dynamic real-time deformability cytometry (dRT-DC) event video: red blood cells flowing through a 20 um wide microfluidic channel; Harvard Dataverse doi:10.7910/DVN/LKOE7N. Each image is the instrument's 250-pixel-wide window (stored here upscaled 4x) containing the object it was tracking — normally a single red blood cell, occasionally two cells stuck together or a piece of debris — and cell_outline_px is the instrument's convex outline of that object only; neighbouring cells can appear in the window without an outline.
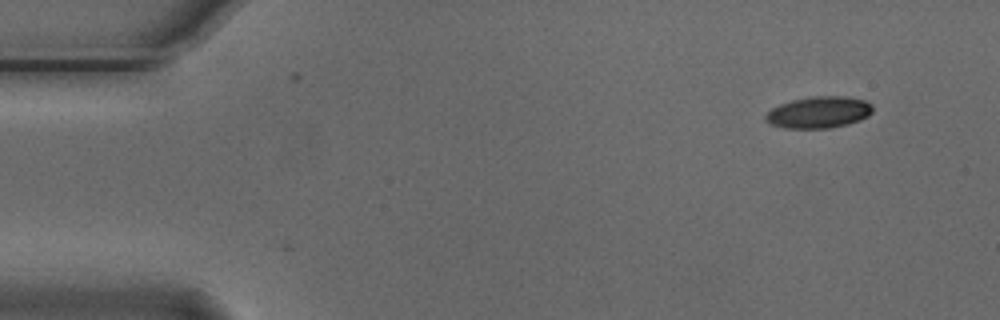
{"species": "Egyptian fruit bat (a non-hibernating species)", "species_latin": "Rousettus aegyptiacus", "temperature_condition": "cold", "stored_images_in_passage": 51, "camera_frame_rate_fps": 3000, "um_per_image_px": 0.085, "animal": {"sex": "male"}, "frame": {"image": 1, "passage_image": 1, "time_ms": 0.0, "image_size_px": [1000, 320], "cell_outline_px": [[872, 112], [868, 116], [860, 120], [848, 124], [828, 128], [784, 128], [772, 124], [764, 120], [764, 116], [772, 108], [780, 104], [792, 100], [812, 96], [848, 96], [864, 100], [872, 104]], "centroid_in_image_um": [69.61, 9.54], "position_along_channel_um": 15.4, "area_um2": 19.77}}
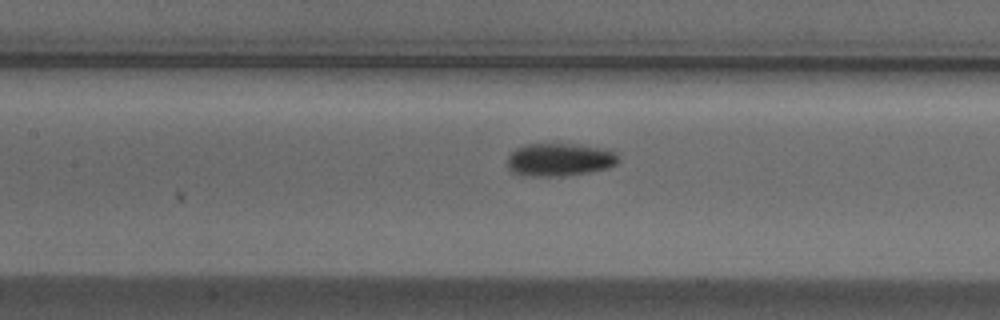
{"frame": {"image": 2, "passage_image": 21, "time_ms": 6.667, "image_size_px": [1000, 320], "cell_outline_px": [[620, 160], [616, 164], [608, 168], [568, 176], [520, 176], [512, 172], [508, 168], [508, 156], [516, 148], [524, 144], [576, 144], [604, 148], [616, 152], [620, 156]], "centroid_in_image_um": [47.58, 13.57], "position_along_channel_um": 159.8, "area_um2": 21.68}}
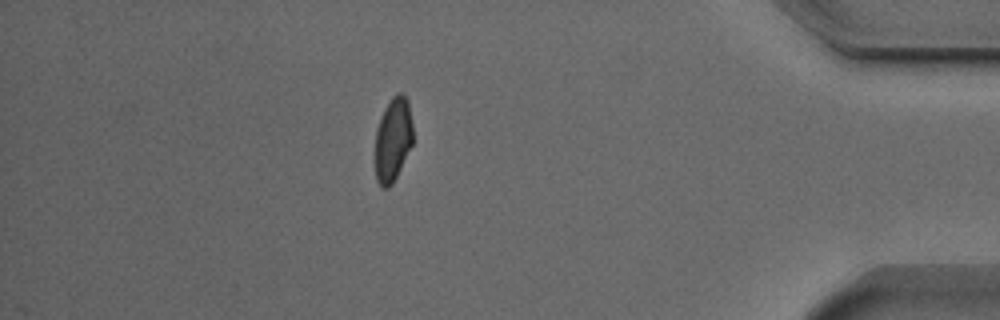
{"frame": {"image": 3, "passage_image": 44, "time_ms": 14.333, "image_size_px": [1000, 320], "cell_outline_px": [[412, 144], [392, 184], [388, 188], [380, 188], [376, 180], [376, 128], [380, 116], [384, 108], [392, 96], [396, 92], [404, 92], [408, 100], [412, 124]], "centroid_in_image_um": [33.39, 11.81], "position_along_channel_um": 401.8, "area_um2": 18.55}, "authors_computed_cell_mechanics": {"area_um2": 19.9988, "velocity_mm_per_s": 3.7432, "shape_relaxation_time_tau1_ms": 3.921, "shape_relaxation_time_tau2_ms": 4.0513, "deformation_change_tau1": 0.1255, "deformation_change_tau2": 0.0778}}